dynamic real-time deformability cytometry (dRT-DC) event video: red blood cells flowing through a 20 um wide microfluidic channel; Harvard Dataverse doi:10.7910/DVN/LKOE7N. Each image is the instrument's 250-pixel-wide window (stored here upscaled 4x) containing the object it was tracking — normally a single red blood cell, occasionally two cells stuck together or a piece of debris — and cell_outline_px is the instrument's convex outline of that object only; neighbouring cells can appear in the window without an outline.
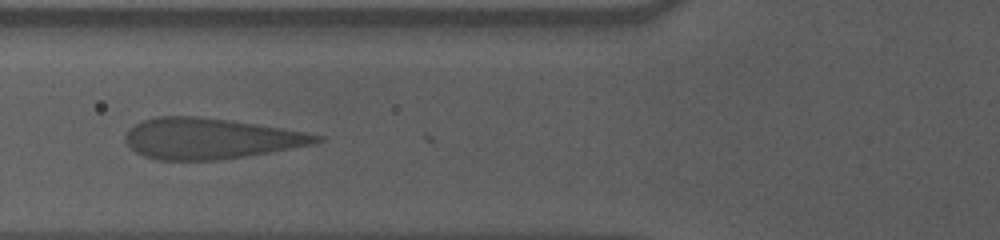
{"species": "human", "species_latin": "Homo sapiens", "temperature_condition": "cold", "stored_images_in_passage": 34, "camera_frame_rate_fps": 3000, "um_per_image_px": 0.085, "donor": {"sex": "male"}, "frame": {"image": 1, "passage_image": 7, "time_ms": 2.0, "image_size_px": [1000, 240], "cell_outline_px": [[324, 140], [316, 144], [244, 156], [216, 160], [156, 160], [144, 156], [136, 152], [124, 140], [124, 136], [128, 128], [144, 120], [156, 116], [200, 116], [256, 124], [304, 132], [324, 136]], "centroid_in_image_um": [17.85, 11.77], "position_along_channel_um": 108.0, "area_um2": 45.26}}
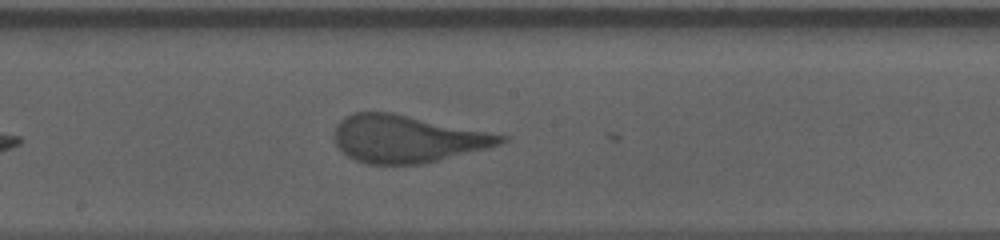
{"frame": {"image": 2, "passage_image": 16, "time_ms": 5.0, "image_size_px": [1000, 240], "cell_outline_px": [[508, 140], [500, 144], [488, 148], [420, 164], [368, 164], [356, 160], [348, 156], [336, 144], [332, 136], [332, 132], [336, 124], [344, 116], [356, 112], [392, 112], [508, 136]], "centroid_in_image_um": [34.55, 11.79], "position_along_channel_um": 213.6, "area_um2": 45.78}}
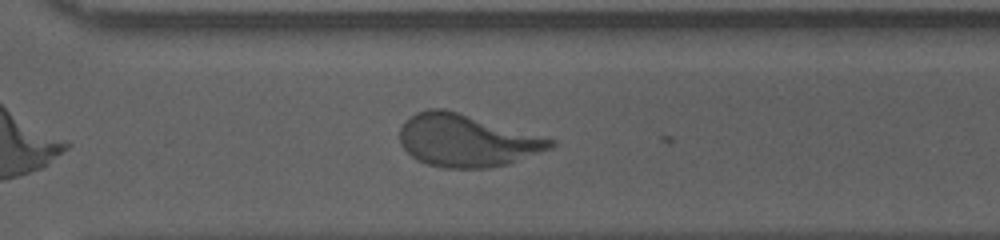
{"frame": {"image": 3, "passage_image": 26, "time_ms": 8.333, "image_size_px": [1000, 240], "cell_outline_px": [[556, 144], [552, 148], [508, 164], [488, 168], [444, 168], [428, 164], [416, 160], [400, 144], [400, 128], [404, 120], [416, 112], [428, 108], [444, 108], [556, 140]], "centroid_in_image_um": [39.64, 11.94], "position_along_channel_um": 331.0, "area_um2": 46.01}, "authors_computed_cell_mechanics": {"area_um2": 46.0377, "velocity_mm_per_s": 3.5277, "shape_relaxation_time_tau1_ms": 7.2814, "shape_relaxation_time_tau2_ms": null, "deformation_change_tau1": 0.2281, "deformation_change_tau2": null}}